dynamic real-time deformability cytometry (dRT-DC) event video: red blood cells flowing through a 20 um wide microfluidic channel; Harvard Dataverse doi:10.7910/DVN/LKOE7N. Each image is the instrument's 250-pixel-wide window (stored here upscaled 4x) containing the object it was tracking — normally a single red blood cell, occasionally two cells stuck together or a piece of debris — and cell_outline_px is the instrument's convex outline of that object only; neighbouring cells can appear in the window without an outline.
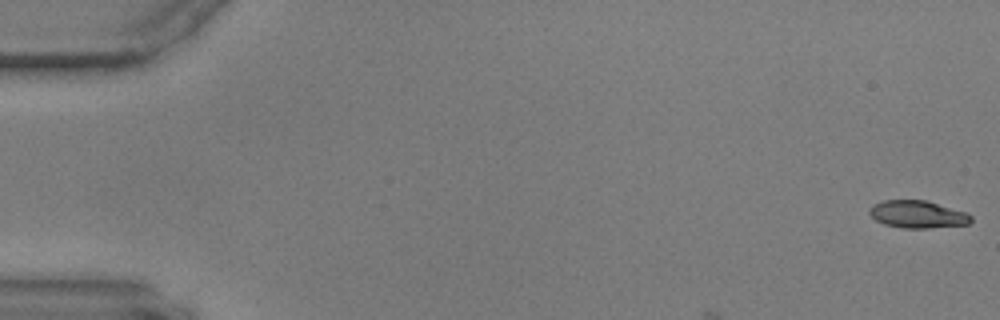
{"species": "common noctule bat (a hibernating species)", "species_latin": "Nyctalus noctula", "temperature_condition": "warm", "stored_images_in_passage": 4, "camera_frame_rate_fps": 3000, "um_per_image_px": 0.085, "animal": {"sex": "male", "body_mass_g": 17.9, "forearm_length_mm": 54.2}, "frame": {"image": 1, "passage_image": 1, "time_ms": 0.0, "image_size_px": [1000, 320], "cell_outline_px": [[972, 220], [968, 224], [928, 228], [904, 228], [884, 224], [876, 220], [868, 212], [868, 208], [872, 204], [884, 200], [924, 200], [968, 212], [972, 216]], "centroid_in_image_um": [77.99, 18.21], "position_along_channel_um": 7.0, "area_um2": 16.3}}